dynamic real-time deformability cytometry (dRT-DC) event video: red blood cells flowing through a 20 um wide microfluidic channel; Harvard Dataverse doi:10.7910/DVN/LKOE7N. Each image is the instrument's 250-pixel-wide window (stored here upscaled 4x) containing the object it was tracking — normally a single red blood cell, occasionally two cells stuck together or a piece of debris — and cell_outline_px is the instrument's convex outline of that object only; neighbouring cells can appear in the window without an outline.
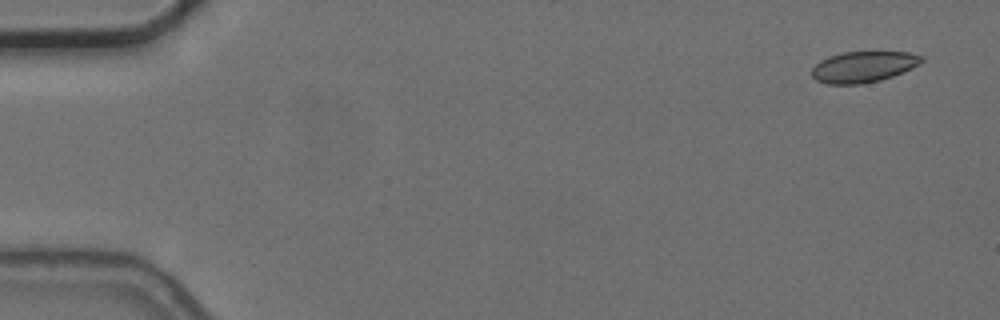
{"species": "common noctule bat (a hibernating species)", "species_latin": "Nyctalus noctula", "temperature_condition": "cold", "stored_images_in_passage": 6, "camera_frame_rate_fps": 3000, "um_per_image_px": 0.085, "animal": {"sex": "female", "body_mass_g": 24.6, "forearm_length_mm": 56.2}, "frame": {"image": 1, "passage_image": 1, "time_ms": 0.0, "image_size_px": [1000, 320], "cell_outline_px": [[924, 60], [920, 64], [892, 76], [880, 80], [860, 84], [828, 84], [816, 80], [812, 76], [812, 68], [820, 60], [828, 56], [844, 52], [908, 52], [924, 56]], "centroid_in_image_um": [73.38, 5.67], "position_along_channel_um": 11.6, "area_um2": 19.77}}